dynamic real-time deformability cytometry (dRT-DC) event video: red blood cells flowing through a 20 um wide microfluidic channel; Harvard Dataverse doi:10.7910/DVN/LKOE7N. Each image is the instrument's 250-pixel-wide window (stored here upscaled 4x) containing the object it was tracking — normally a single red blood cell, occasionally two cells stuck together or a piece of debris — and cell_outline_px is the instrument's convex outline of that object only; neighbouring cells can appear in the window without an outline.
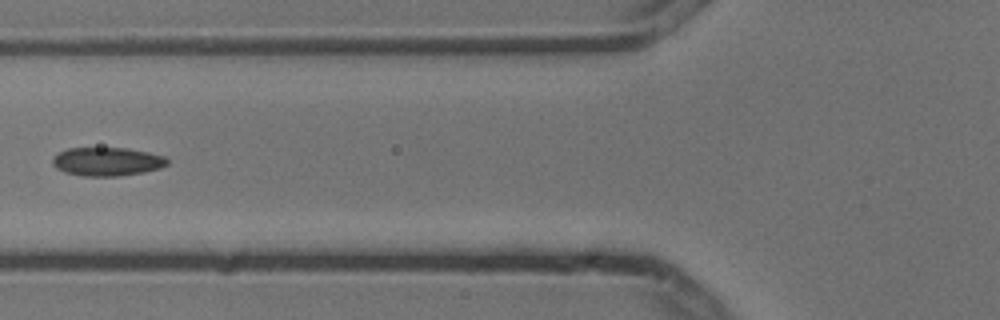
{"species": "common noctule bat (a hibernating species)", "species_latin": "Nyctalus noctula", "temperature_condition": "cold", "stored_images_in_passage": 6, "camera_frame_rate_fps": 3000, "um_per_image_px": 0.085, "animal": {"sex": "male", "body_mass_g": 13.3}, "frame": {"image": 1, "passage_image": 5, "time_ms": 1.333, "image_size_px": [1000, 320], "cell_outline_px": [[168, 164], [160, 168], [144, 172], [120, 176], [80, 176], [64, 172], [56, 168], [52, 164], [52, 160], [60, 152], [68, 148], [128, 148], [148, 152], [164, 156], [168, 160]], "centroid_in_image_um": [9.11, 13.74], "position_along_channel_um": 116.7, "area_um2": 19.13}}
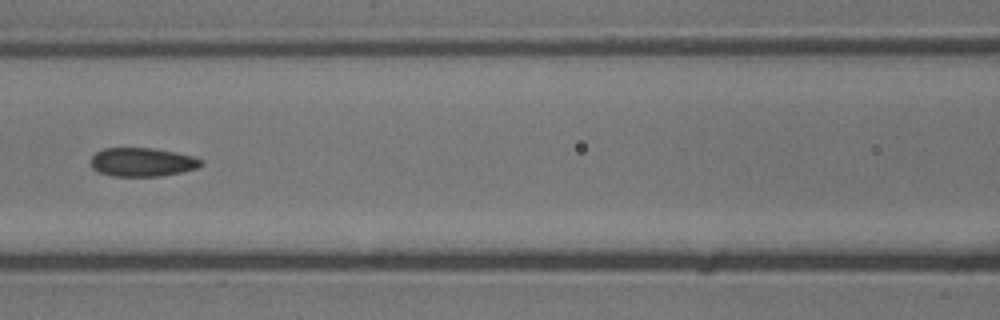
{"frame": {"image": 2, "passage_image": 6, "time_ms": 1.667, "image_size_px": [1000, 320], "cell_outline_px": [[204, 164], [196, 168], [180, 172], [160, 176], [112, 176], [100, 172], [92, 168], [92, 156], [96, 152], [104, 148], [152, 148], [176, 152], [196, 156], [204, 160]], "centroid_in_image_um": [12.14, 13.77], "position_along_channel_um": 154.5, "area_um2": 18.5}}